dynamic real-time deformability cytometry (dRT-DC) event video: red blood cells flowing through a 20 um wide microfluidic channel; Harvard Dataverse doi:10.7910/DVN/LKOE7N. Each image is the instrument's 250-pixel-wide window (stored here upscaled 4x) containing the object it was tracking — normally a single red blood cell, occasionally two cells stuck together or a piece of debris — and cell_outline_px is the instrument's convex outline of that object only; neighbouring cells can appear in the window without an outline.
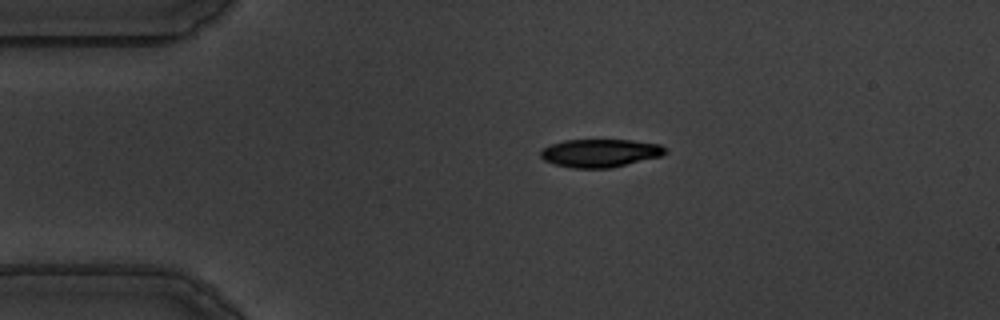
{"species": "common noctule bat (a hibernating species)", "species_latin": "Nyctalus noctula", "temperature_condition": "warm", "stored_images_in_passage": 45, "camera_frame_rate_fps": 3000, "um_per_image_px": 0.085, "animal": {"sex": "male", "body_mass_g": 19.5, "forearm_length_mm": 54.6}, "frame": {"image": 1, "passage_image": 1, "time_ms": 0.0, "image_size_px": [1000, 320], "cell_outline_px": [[668, 152], [660, 156], [612, 168], [572, 168], [552, 164], [544, 160], [540, 156], [540, 152], [548, 144], [564, 140], [632, 140], [660, 144]], "centroid_in_image_um": [50.97, 13.01], "position_along_channel_um": 34.0, "area_um2": 20.52}}
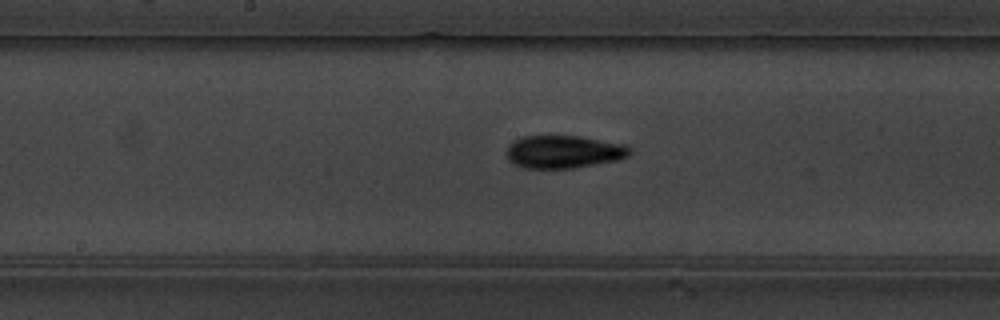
{"frame": {"image": 2, "passage_image": 18, "time_ms": 5.667, "image_size_px": [1000, 320], "cell_outline_px": [[632, 152], [628, 156], [616, 160], [572, 168], [524, 168], [508, 160], [508, 144], [512, 140], [520, 136], [580, 136], [628, 144], [632, 148]], "centroid_in_image_um": [47.94, 12.88], "position_along_channel_um": 200.3, "area_um2": 23.7}}
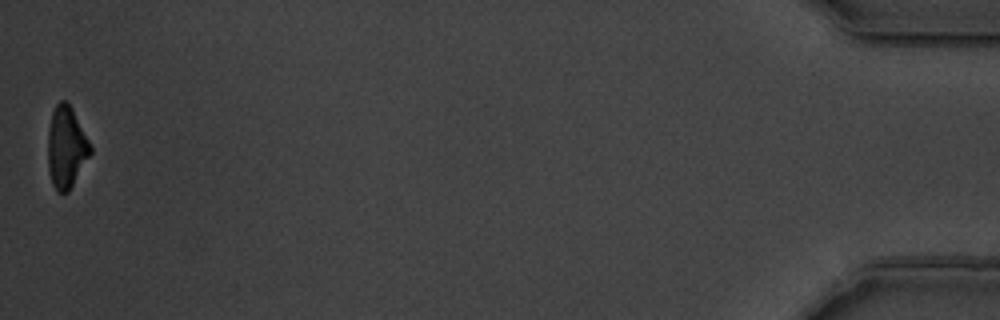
{"frame": {"image": 3, "passage_image": 45, "time_ms": 14.667, "image_size_px": [1000, 320], "cell_outline_px": [[92, 152], [68, 192], [56, 192], [52, 184], [48, 172], [48, 128], [52, 112], [56, 104], [60, 100], [64, 100], [72, 108], [92, 148]], "centroid_in_image_um": [5.61, 12.53], "position_along_channel_um": 429.6, "area_um2": 20.11}, "authors_computed_cell_mechanics": {"area_um2": 22.542, "velocity_mm_per_s": 3.6152, "shape_relaxation_time_tau1_ms": 4.0536, "shape_relaxation_time_tau2_ms": 2.8691, "deformation_change_tau1": 0.15, "deformation_change_tau2": 0.0831}}